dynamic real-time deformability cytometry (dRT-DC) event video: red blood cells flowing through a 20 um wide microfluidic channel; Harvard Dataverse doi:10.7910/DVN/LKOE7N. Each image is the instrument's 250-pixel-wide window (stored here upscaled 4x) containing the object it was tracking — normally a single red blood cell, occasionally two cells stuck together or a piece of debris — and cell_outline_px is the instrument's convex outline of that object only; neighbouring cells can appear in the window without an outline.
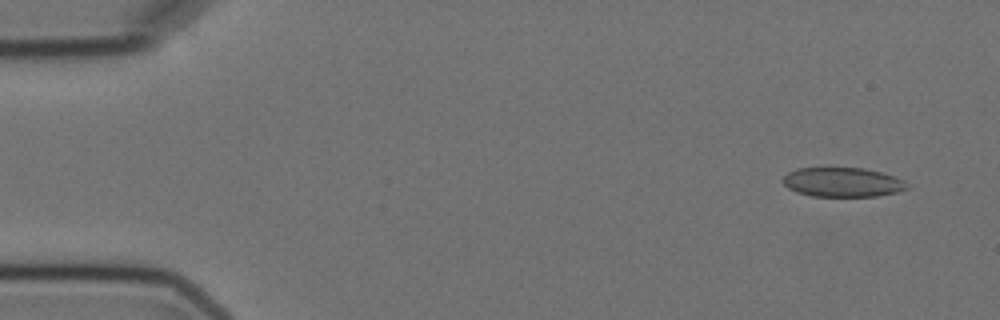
{"species": "Egyptian fruit bat (a non-hibernating species)", "species_latin": "Rousettus aegyptiacus", "temperature_condition": "cold", "stored_images_in_passage": 7, "camera_frame_rate_fps": 3000, "um_per_image_px": 0.085, "animal": {"sex": "female"}, "frame": {"image": 1, "passage_image": 1, "time_ms": 0.0, "image_size_px": [1000, 320], "cell_outline_px": [[908, 188], [896, 192], [876, 196], [812, 196], [796, 192], [788, 188], [780, 180], [788, 172], [796, 168], [864, 168], [880, 172], [904, 180], [908, 184]], "centroid_in_image_um": [71.58, 15.48], "position_along_channel_um": 13.4, "area_um2": 21.21}}
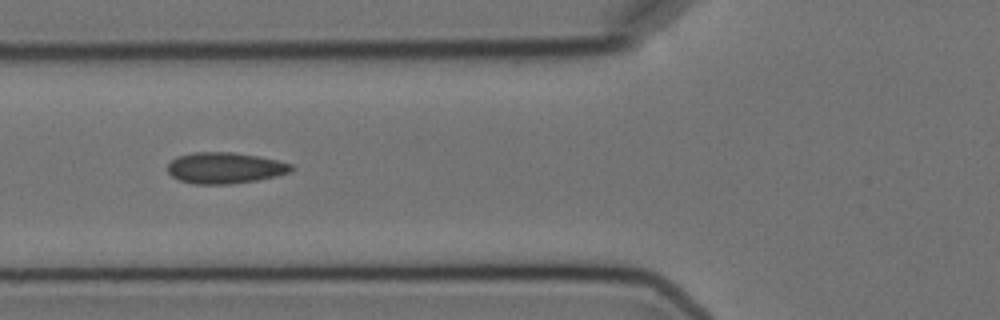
{"frame": {"image": 2, "passage_image": 6, "time_ms": 5.667, "image_size_px": [1000, 320], "cell_outline_px": [[296, 168], [292, 172], [276, 176], [256, 180], [228, 184], [192, 184], [180, 180], [172, 176], [168, 172], [168, 164], [176, 156], [192, 152], [232, 152], [260, 156], [292, 164]], "centroid_in_image_um": [19.13, 14.27], "position_along_channel_um": 106.7, "area_um2": 22.6}}
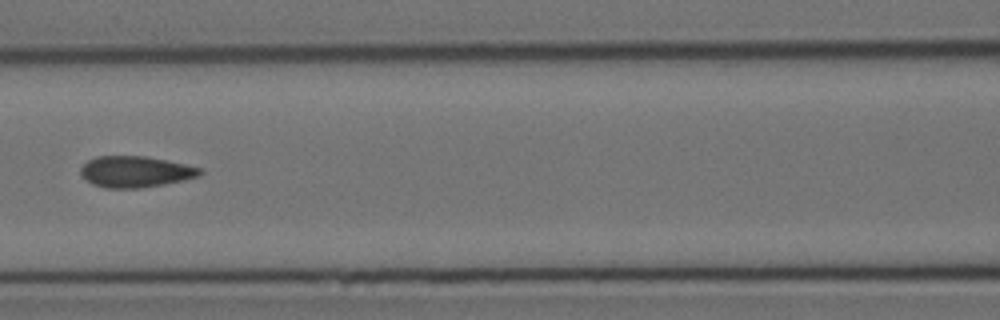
{"frame": {"image": 3, "passage_image": 7, "time_ms": 7.0, "image_size_px": [1000, 320], "cell_outline_px": [[204, 172], [200, 176], [184, 180], [164, 184], [140, 188], [104, 188], [92, 184], [80, 172], [80, 168], [88, 160], [96, 156], [148, 156], [184, 164], [200, 168]], "centroid_in_image_um": [11.52, 14.59], "position_along_channel_um": 155.1, "area_um2": 21.68}}